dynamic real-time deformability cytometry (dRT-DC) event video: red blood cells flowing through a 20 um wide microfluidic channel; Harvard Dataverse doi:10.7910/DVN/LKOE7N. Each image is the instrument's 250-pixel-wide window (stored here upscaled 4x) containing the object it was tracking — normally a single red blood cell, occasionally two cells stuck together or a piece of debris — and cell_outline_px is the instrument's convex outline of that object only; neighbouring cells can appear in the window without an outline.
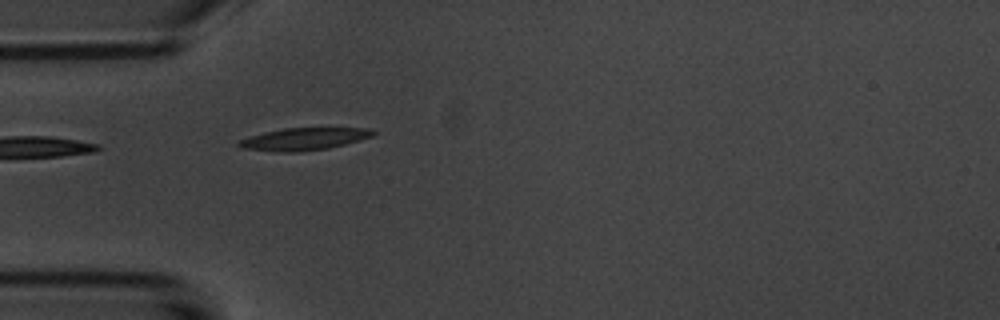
{"species": "common noctule bat (a hibernating species)", "species_latin": "Nyctalus noctula", "temperature_condition": "room temperature", "stored_images_in_passage": 4, "camera_frame_rate_fps": 3000, "um_per_image_px": 0.085, "animal": {"sex": "male", "body_mass_g": 20.1, "forearm_length_mm": 53.5}, "frame": {"image": 1, "passage_image": 4, "time_ms": 4.333, "image_size_px": [1000, 320], "cell_outline_px": [[376, 132], [372, 136], [344, 144], [328, 148], [296, 152], [284, 152], [240, 148], [236, 144], [240, 140], [264, 132], [284, 128], [368, 128]], "centroid_in_image_um": [25.81, 11.81], "position_along_channel_um": 59.2, "area_um2": 17.17}}